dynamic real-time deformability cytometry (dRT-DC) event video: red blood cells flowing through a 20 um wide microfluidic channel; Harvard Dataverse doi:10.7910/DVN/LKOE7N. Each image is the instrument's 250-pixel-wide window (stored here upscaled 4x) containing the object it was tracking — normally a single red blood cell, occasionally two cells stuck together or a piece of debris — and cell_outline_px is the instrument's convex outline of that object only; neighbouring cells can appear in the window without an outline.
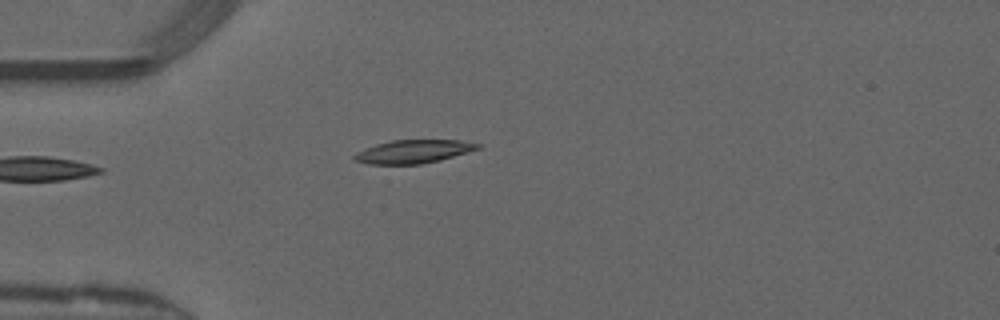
{"species": "common noctule bat (a hibernating species)", "species_latin": "Nyctalus noctula", "temperature_condition": "warm", "stored_images_in_passage": 37, "camera_frame_rate_fps": 3000, "um_per_image_px": 0.085, "animal": {"sex": "male", "forearm_length_mm": 52.5}, "frame": {"image": 1, "passage_image": 1, "time_ms": 0.0, "image_size_px": [1000, 320], "cell_outline_px": [[480, 148], [440, 160], [420, 164], [368, 164], [352, 160], [352, 156], [356, 152], [364, 148], [376, 144], [392, 140], [460, 140], [480, 144]], "centroid_in_image_um": [35.07, 12.88], "position_along_channel_um": 49.9, "area_um2": 16.76}}
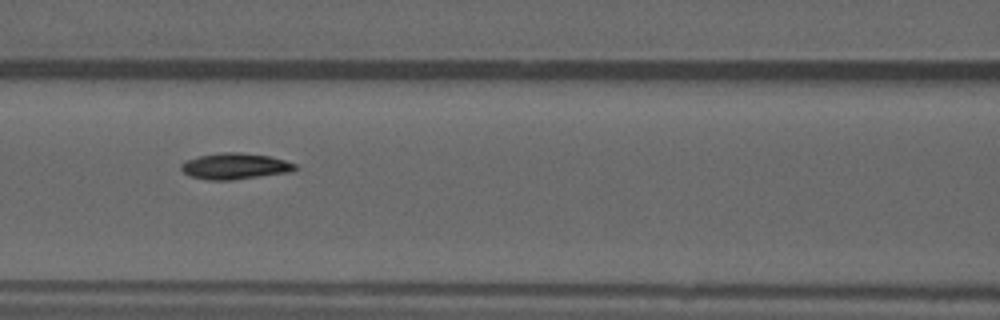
{"frame": {"image": 2, "passage_image": 9, "time_ms": 2.667, "image_size_px": [1000, 320], "cell_outline_px": [[300, 168], [292, 172], [232, 180], [208, 180], [188, 176], [180, 168], [180, 164], [188, 160], [200, 156], [224, 152], [240, 152], [268, 156], [284, 160], [296, 164]], "centroid_in_image_um": [20.0, 14.14], "position_along_channel_um": 146.6, "area_um2": 17.4}}
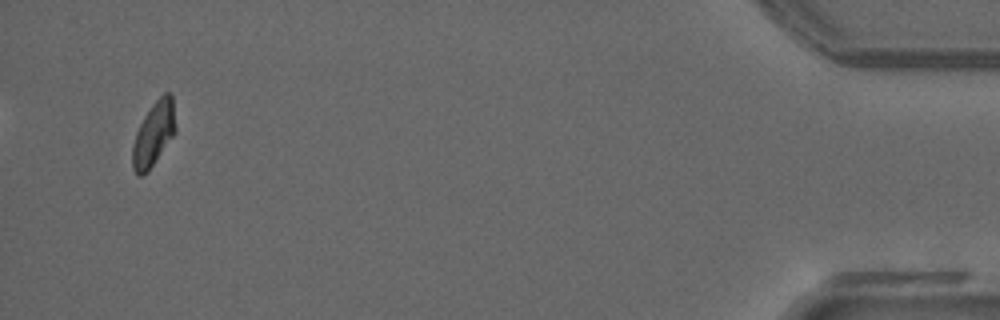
{"frame": {"image": 3, "passage_image": 35, "time_ms": 11.333, "image_size_px": [1000, 320], "cell_outline_px": [[176, 132], [148, 172], [140, 176], [136, 176], [132, 168], [132, 144], [136, 132], [144, 116], [152, 104], [164, 92], [168, 92], [172, 96], [176, 128]], "centroid_in_image_um": [13.05, 11.41], "position_along_channel_um": 422.2, "area_um2": 16.24}, "authors_computed_cell_mechanics": {"area_um2": 16.6464, "velocity_mm_per_s": 4.1309, "shape_relaxation_time_tau1_ms": 7.3586, "shape_relaxation_time_tau2_ms": 4.9869, "deformation_change_tau1": 0.2068, "deformation_change_tau2": 0.0812}}